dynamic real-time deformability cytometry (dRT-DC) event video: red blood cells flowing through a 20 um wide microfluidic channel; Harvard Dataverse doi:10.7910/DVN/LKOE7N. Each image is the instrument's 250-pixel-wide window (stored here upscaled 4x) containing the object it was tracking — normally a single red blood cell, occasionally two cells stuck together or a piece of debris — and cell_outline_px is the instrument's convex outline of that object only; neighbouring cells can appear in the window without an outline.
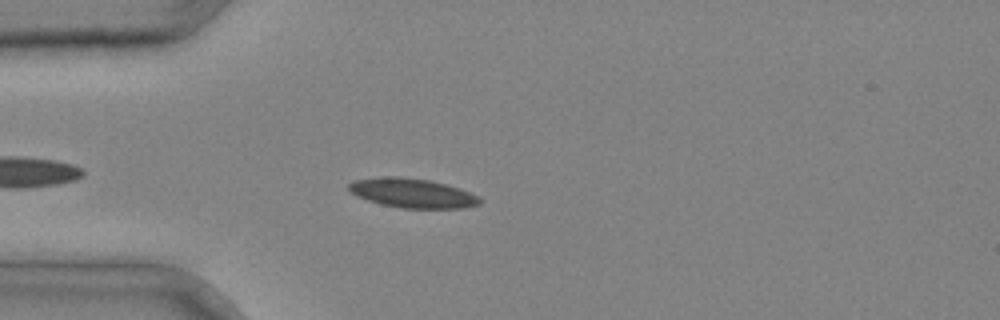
{"species": "common noctule bat (a hibernating species)", "species_latin": "Nyctalus noctula", "temperature_condition": "cold", "stored_images_in_passage": 4, "camera_frame_rate_fps": 3000, "um_per_image_px": 0.085, "animal": {"sex": "male", "body_mass_g": 20.4}, "frame": {"image": 1, "passage_image": 4, "time_ms": 1.0, "image_size_px": [1000, 320], "cell_outline_px": [[480, 204], [464, 208], [404, 208], [380, 204], [356, 196], [348, 188], [348, 184], [352, 180], [380, 176], [400, 176], [428, 180], [460, 188], [480, 196]], "centroid_in_image_um": [35.03, 16.4], "position_along_channel_um": 50.0, "area_um2": 22.48}}